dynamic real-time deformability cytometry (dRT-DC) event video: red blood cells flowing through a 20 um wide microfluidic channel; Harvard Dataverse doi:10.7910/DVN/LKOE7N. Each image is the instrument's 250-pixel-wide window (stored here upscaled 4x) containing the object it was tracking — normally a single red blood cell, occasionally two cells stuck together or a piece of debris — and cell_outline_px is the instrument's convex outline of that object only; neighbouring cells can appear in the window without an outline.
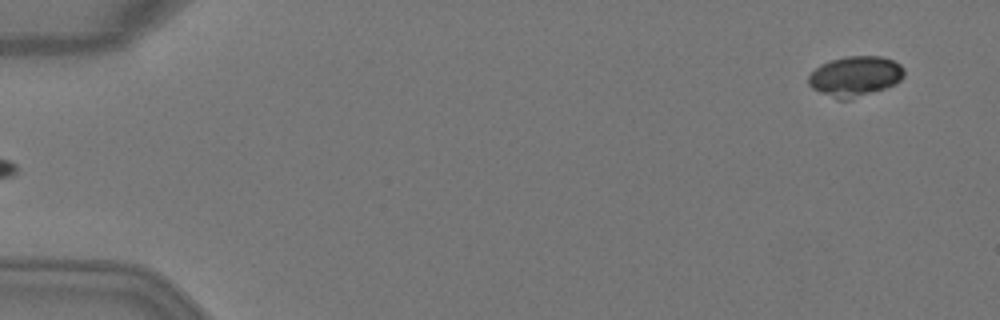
{"species": "Egyptian fruit bat (a non-hibernating species)", "species_latin": "Rousettus aegyptiacus", "temperature_condition": "warm", "stored_images_in_passage": 5, "segment_of_instrument_passage": [2, 2], "camera_frame_rate_fps": 3000, "um_per_image_px": 0.085, "animal": {"sex": "female"}, "frame": {"image": 1, "passage_image": 5, "time_ms": 1.333, "image_size_px": [1000, 320], "cell_outline_px": [[904, 76], [896, 84], [848, 100], [840, 100], [820, 92], [812, 88], [808, 84], [808, 76], [820, 64], [844, 56], [880, 56], [892, 60], [900, 64], [904, 68]], "centroid_in_image_um": [72.68, 6.47], "position_along_channel_um": 12.3, "area_um2": 22.31}}